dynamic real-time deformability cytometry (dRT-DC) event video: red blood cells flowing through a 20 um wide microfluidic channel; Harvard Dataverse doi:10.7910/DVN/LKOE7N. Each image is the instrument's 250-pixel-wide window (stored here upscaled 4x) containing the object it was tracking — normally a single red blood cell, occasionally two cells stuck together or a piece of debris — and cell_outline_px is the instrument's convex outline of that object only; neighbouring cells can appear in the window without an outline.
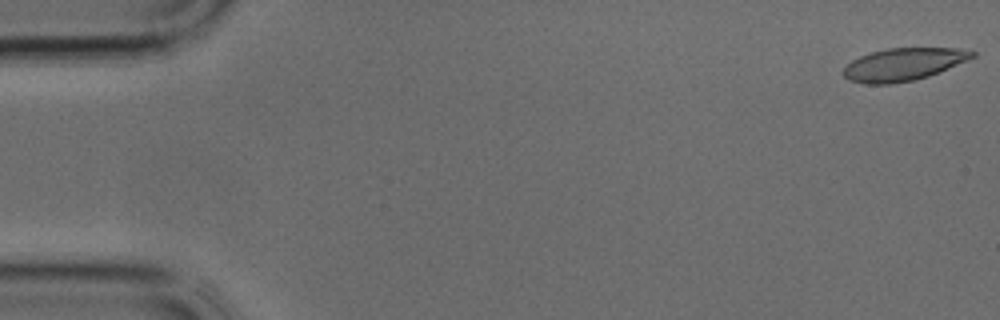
{"species": "common noctule bat (a hibernating species)", "species_latin": "Nyctalus noctula", "temperature_condition": "cold", "stored_images_in_passage": 12, "camera_frame_rate_fps": 3000, "um_per_image_px": 0.085, "animal": {"sex": "male", "body_mass_g": 17.9, "forearm_length_mm": 54.2}, "frame": {"image": 1, "passage_image": 1, "time_ms": 0.0, "image_size_px": [1000, 320], "cell_outline_px": [[976, 56], [968, 60], [928, 76], [916, 80], [892, 84], [864, 84], [848, 80], [844, 76], [844, 68], [852, 60], [860, 56], [872, 52], [888, 48], [956, 48], [976, 52]], "centroid_in_image_um": [76.78, 5.48], "position_along_channel_um": 8.2, "area_um2": 24.39}}
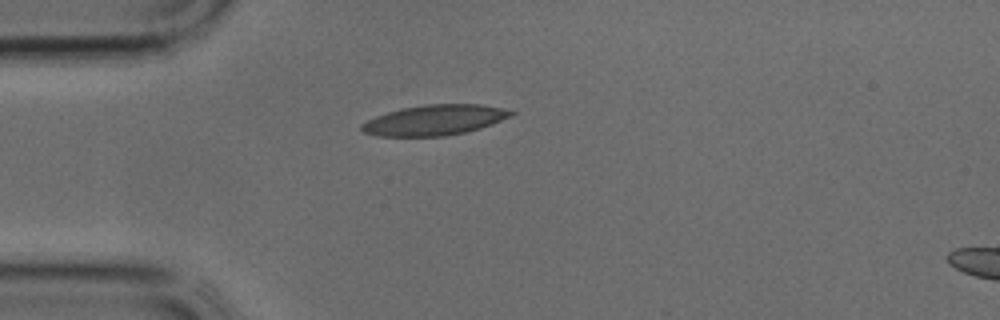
{"frame": {"image": 2, "passage_image": 10, "time_ms": 3.0, "image_size_px": [1000, 320], "cell_outline_px": [[516, 112], [512, 116], [492, 124], [480, 128], [464, 132], [444, 136], [380, 136], [364, 132], [360, 128], [360, 124], [376, 116], [400, 108], [424, 104], [480, 104], [500, 108]], "centroid_in_image_um": [36.93, 10.2], "position_along_channel_um": 48.1, "area_um2": 26.3}}